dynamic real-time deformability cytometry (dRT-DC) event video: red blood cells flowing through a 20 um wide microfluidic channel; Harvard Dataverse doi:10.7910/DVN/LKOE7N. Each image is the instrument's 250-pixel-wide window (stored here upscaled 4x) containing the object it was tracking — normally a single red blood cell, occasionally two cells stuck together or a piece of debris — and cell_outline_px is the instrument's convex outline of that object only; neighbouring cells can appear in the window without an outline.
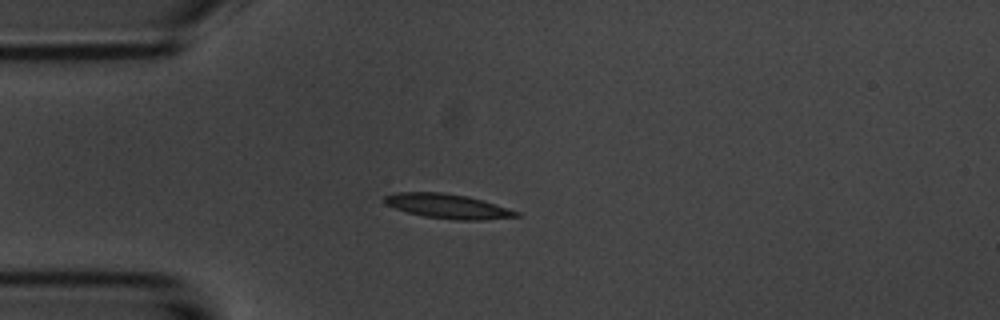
{"species": "common noctule bat (a hibernating species)", "species_latin": "Nyctalus noctula", "temperature_condition": "room temperature", "stored_images_in_passage": 41, "camera_frame_rate_fps": 3000, "um_per_image_px": 0.085, "animal": {"sex": "male", "body_mass_g": 20.1, "forearm_length_mm": 53.5}, "frame": {"image": 1, "passage_image": 1, "time_ms": 0.0, "image_size_px": [1000, 320], "cell_outline_px": [[520, 216], [480, 220], [456, 220], [424, 216], [408, 212], [384, 204], [384, 196], [396, 192], [440, 192], [468, 196], [520, 212]], "centroid_in_image_um": [38.03, 17.52], "position_along_channel_um": 47.0, "area_um2": 18.61}}
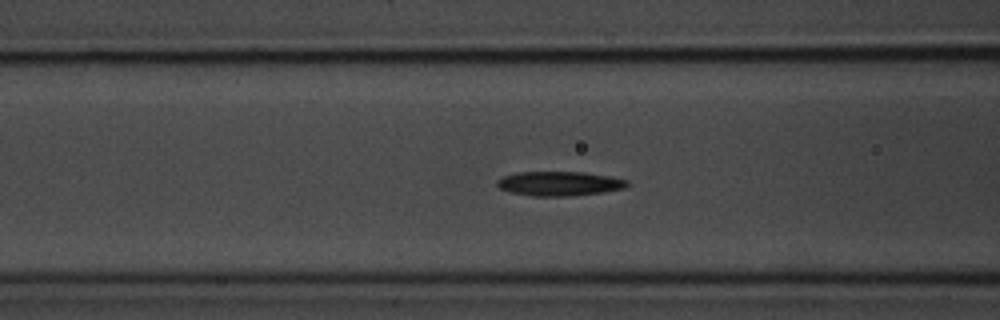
{"frame": {"image": 2, "passage_image": 8, "time_ms": 2.333, "image_size_px": [1000, 320], "cell_outline_px": [[628, 184], [624, 188], [604, 192], [568, 196], [532, 196], [508, 192], [500, 188], [496, 184], [496, 180], [504, 176], [520, 172], [580, 172], [608, 176], [628, 180]], "centroid_in_image_um": [47.51, 15.61], "position_along_channel_um": 119.1, "area_um2": 18.38}}
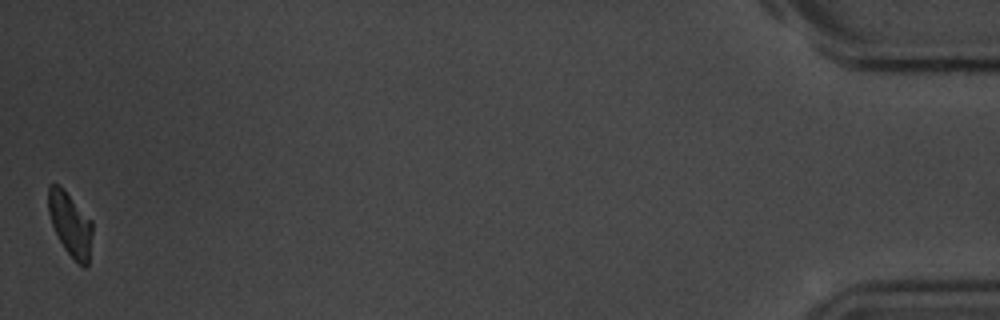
{"frame": {"image": 3, "passage_image": 41, "time_ms": 13.333, "image_size_px": [1000, 320], "cell_outline_px": [[92, 232], [88, 264], [84, 268], [64, 248], [52, 224], [48, 212], [48, 188], [52, 184], [60, 184], [64, 188], [92, 220]], "centroid_in_image_um": [5.97, 19.0], "position_along_channel_um": 429.2, "area_um2": 16.24}, "authors_computed_cell_mechanics": {"area_um2": 17.7446, "velocity_mm_per_s": 3.6765, "shape_relaxation_time_tau1_ms": 1.8521, "shape_relaxation_time_tau2_ms": 6.2296, "deformation_change_tau1": 0.121, "deformation_change_tau2": 0.1418}}